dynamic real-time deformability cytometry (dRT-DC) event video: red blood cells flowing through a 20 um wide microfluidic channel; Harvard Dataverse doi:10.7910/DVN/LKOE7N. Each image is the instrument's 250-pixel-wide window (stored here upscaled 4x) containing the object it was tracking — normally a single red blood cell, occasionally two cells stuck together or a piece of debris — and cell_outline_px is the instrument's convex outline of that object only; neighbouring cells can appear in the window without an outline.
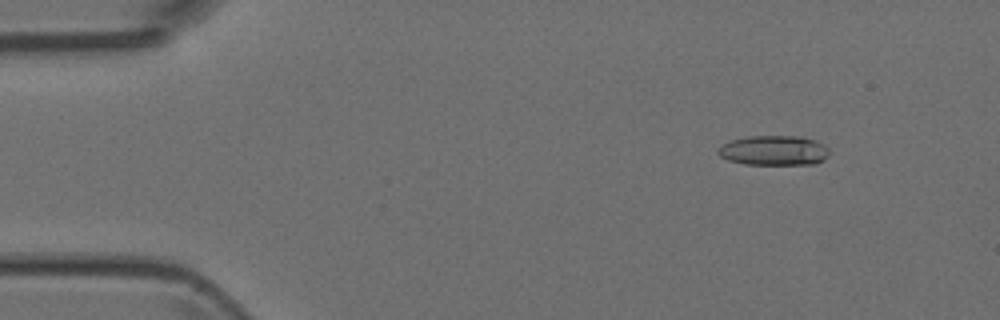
{"species": "Egyptian fruit bat (a non-hibernating species)", "species_latin": "Rousettus aegyptiacus", "temperature_condition": "room temperature", "stored_images_in_passage": 49, "camera_frame_rate_fps": 3000, "um_per_image_px": 0.085, "animal": {"sex": "female"}, "frame": {"image": 1, "passage_image": 5, "time_ms": 1.333, "image_size_px": [1000, 320], "cell_outline_px": [[828, 156], [824, 160], [816, 164], [744, 164], [728, 160], [720, 156], [716, 152], [716, 148], [728, 140], [748, 136], [804, 136], [816, 140], [824, 144], [828, 148]], "centroid_in_image_um": [65.76, 12.78], "position_along_channel_um": 19.2, "area_um2": 19.71}}
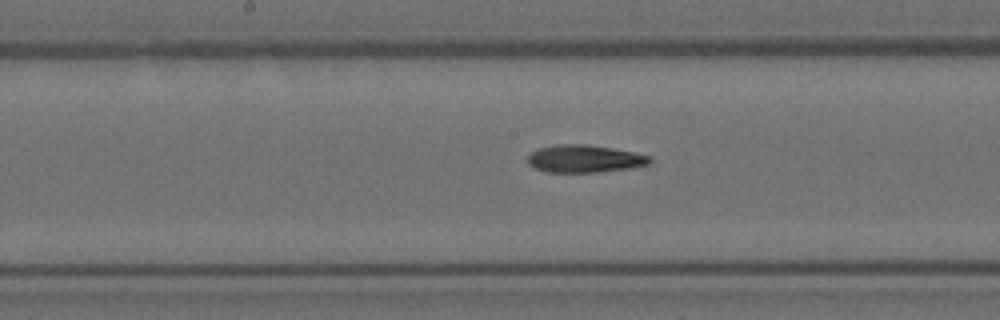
{"frame": {"image": 2, "passage_image": 25, "time_ms": 8.0, "image_size_px": [1000, 320], "cell_outline_px": [[652, 160], [648, 164], [632, 168], [596, 172], [544, 172], [532, 168], [528, 164], [528, 156], [532, 152], [540, 148], [560, 144], [588, 144], [612, 148], [632, 152], [648, 156]], "centroid_in_image_um": [49.65, 13.5], "position_along_channel_um": 198.6, "area_um2": 19.54}}
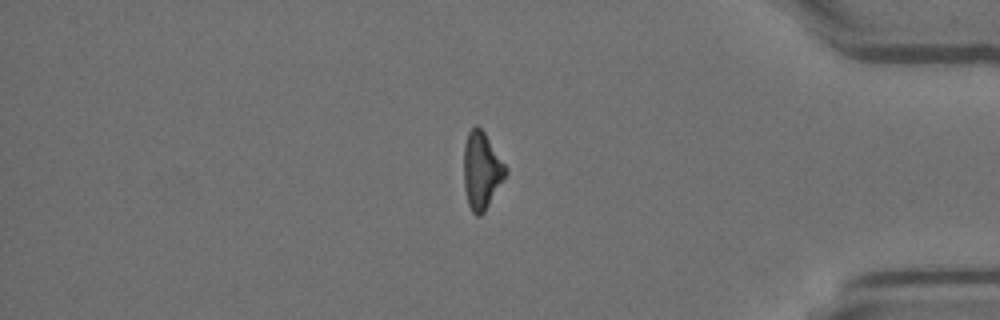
{"frame": {"image": 3, "passage_image": 42, "time_ms": 13.667, "image_size_px": [1000, 320], "cell_outline_px": [[508, 172], [484, 212], [480, 216], [476, 216], [472, 212], [468, 204], [464, 188], [464, 144], [468, 132], [476, 124], [484, 132], [508, 168]], "centroid_in_image_um": [40.93, 14.49], "position_along_channel_um": 394.3, "area_um2": 18.79}}